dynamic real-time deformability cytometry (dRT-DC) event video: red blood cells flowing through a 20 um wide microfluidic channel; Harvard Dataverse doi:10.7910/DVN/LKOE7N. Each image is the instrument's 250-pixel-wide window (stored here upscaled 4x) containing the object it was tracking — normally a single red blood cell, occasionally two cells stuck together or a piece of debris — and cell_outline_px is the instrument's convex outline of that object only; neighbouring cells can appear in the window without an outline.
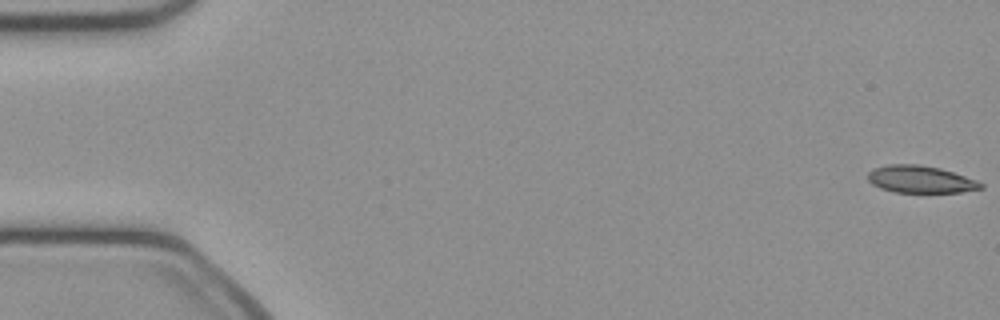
{"species": "common noctule bat (a hibernating species)", "species_latin": "Nyctalus noctula", "temperature_condition": "cold", "stored_images_in_passage": 50, "camera_frame_rate_fps": 3000, "um_per_image_px": 0.085, "animal": {"sex": "female", "body_mass_g": 21.9}, "frame": {"image": 1, "passage_image": 1, "time_ms": 0.0, "image_size_px": [1000, 320], "cell_outline_px": [[984, 188], [960, 192], [896, 192], [880, 188], [872, 184], [868, 180], [868, 172], [872, 168], [888, 164], [920, 164], [940, 168], [976, 180], [984, 184]], "centroid_in_image_um": [78.22, 15.23], "position_along_channel_um": 6.8, "area_um2": 17.92}}
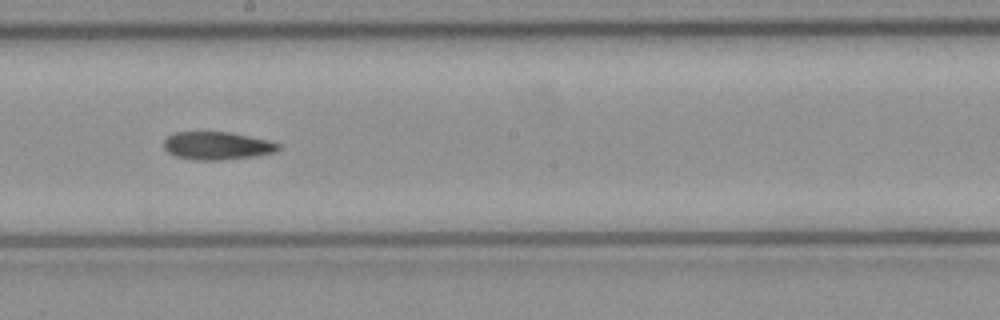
{"frame": {"image": 2, "passage_image": 28, "time_ms": 9.0, "image_size_px": [1000, 320], "cell_outline_px": [[280, 148], [276, 152], [252, 156], [220, 160], [192, 160], [176, 156], [168, 152], [164, 148], [164, 140], [168, 136], [176, 132], [232, 132], [268, 140], [280, 144]], "centroid_in_image_um": [18.45, 12.38], "position_along_channel_um": 229.8, "area_um2": 18.61}}
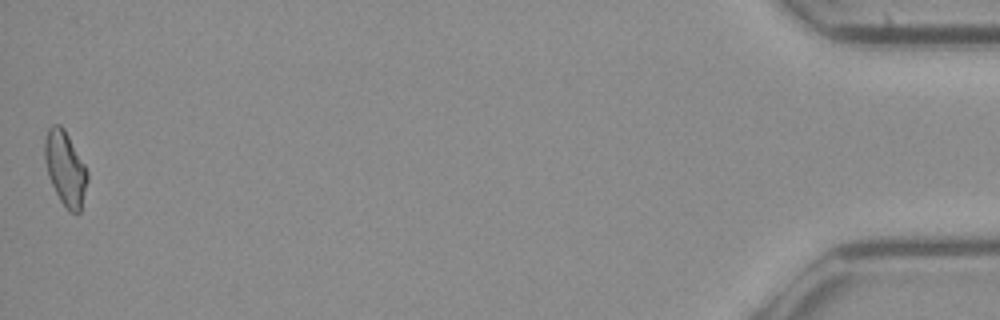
{"frame": {"image": 3, "passage_image": 50, "time_ms": 16.333, "image_size_px": [1000, 320], "cell_outline_px": [[88, 180], [80, 212], [68, 212], [60, 200], [48, 176], [44, 160], [44, 140], [48, 128], [52, 124], [60, 124], [64, 128], [84, 164], [88, 172]], "centroid_in_image_um": [5.53, 14.3], "position_along_channel_um": 429.7, "area_um2": 18.5}, "authors_computed_cell_mechanics": {"area_um2": 18.6405, "velocity_mm_per_s": 4.1046, "shape_relaxation_time_tau1_ms": null, "shape_relaxation_time_tau2_ms": 5.9139, "deformation_change_tau1": null, "deformation_change_tau2": 0.1395}}